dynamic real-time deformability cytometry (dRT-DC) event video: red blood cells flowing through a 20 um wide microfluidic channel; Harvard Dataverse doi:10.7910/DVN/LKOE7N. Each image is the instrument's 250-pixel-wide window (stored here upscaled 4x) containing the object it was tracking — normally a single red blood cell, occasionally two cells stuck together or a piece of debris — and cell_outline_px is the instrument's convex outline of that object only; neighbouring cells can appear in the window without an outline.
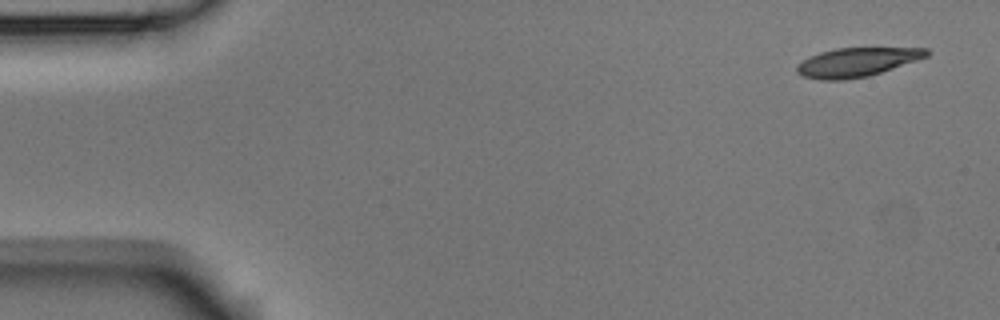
{"species": "Egyptian fruit bat (a non-hibernating species)", "species_latin": "Rousettus aegyptiacus", "temperature_condition": "room temperature", "stored_images_in_passage": 4, "camera_frame_rate_fps": 3000, "um_per_image_px": 0.085, "animal": {"sex": "male"}, "frame": {"image": 1, "passage_image": 1, "time_ms": 0.0, "image_size_px": [1000, 320], "cell_outline_px": [[932, 52], [928, 56], [868, 76], [848, 80], [820, 80], [800, 76], [796, 72], [796, 68], [804, 60], [820, 52], [836, 48], [928, 48]], "centroid_in_image_um": [72.83, 5.29], "position_along_channel_um": 12.2, "area_um2": 21.73}}